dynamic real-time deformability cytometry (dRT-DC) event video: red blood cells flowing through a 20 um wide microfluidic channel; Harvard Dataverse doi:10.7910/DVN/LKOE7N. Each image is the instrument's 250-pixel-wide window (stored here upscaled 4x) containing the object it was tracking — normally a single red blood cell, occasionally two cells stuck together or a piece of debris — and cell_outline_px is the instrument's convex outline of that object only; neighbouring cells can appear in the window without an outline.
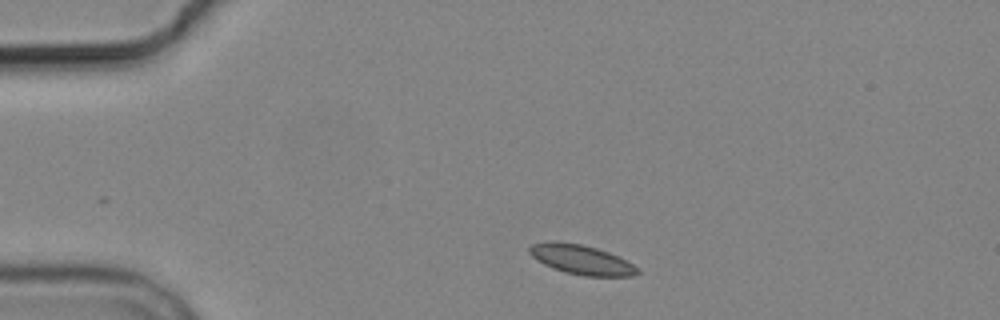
{"species": "common noctule bat (a hibernating species)", "species_latin": "Nyctalus noctula", "temperature_condition": "cold", "stored_images_in_passage": 8, "camera_frame_rate_fps": 3000, "um_per_image_px": 0.085, "animal": {"sex": "male", "body_mass_g": 19.2, "forearm_length_mm": 51.8}, "frame": {"image": 1, "passage_image": 1, "time_ms": 0.0, "image_size_px": [1000, 320], "cell_outline_px": [[640, 272], [632, 276], [584, 276], [564, 272], [552, 268], [536, 260], [528, 252], [528, 248], [532, 244], [548, 240], [556, 240], [580, 244], [596, 248], [608, 252], [632, 264]], "centroid_in_image_um": [49.33, 22.05], "position_along_channel_um": 35.7, "area_um2": 18.61}}
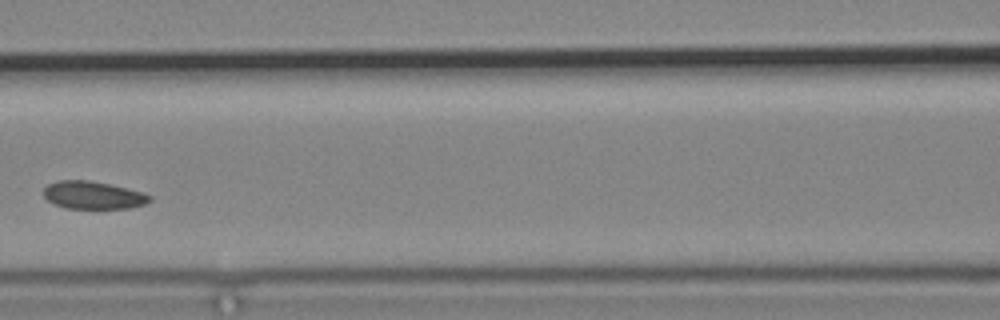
{"frame": {"image": 2, "passage_image": 5, "time_ms": 4.667, "image_size_px": [1000, 320], "cell_outline_px": [[152, 200], [144, 204], [132, 208], [64, 208], [48, 200], [44, 196], [44, 188], [48, 184], [56, 180], [88, 180], [108, 184], [140, 192], [152, 196]], "centroid_in_image_um": [7.89, 16.59], "position_along_channel_um": 158.7, "area_um2": 16.94}}
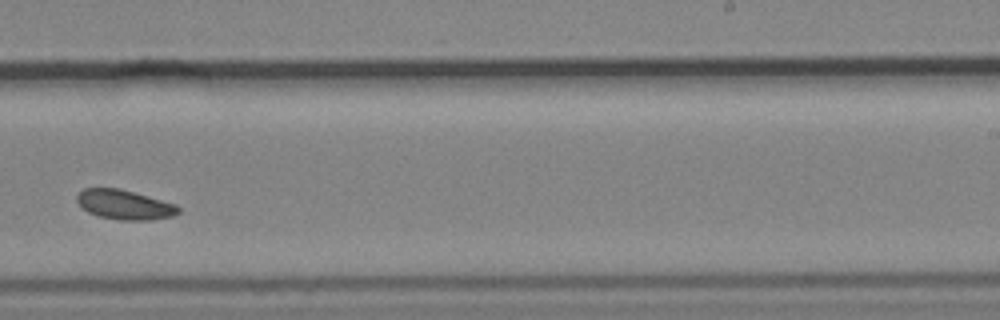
{"frame": {"image": 3, "passage_image": 8, "time_ms": 8.0, "image_size_px": [1000, 320], "cell_outline_px": [[180, 212], [172, 216], [152, 220], [120, 220], [96, 216], [88, 212], [76, 200], [76, 196], [84, 188], [120, 188], [176, 204], [180, 208]], "centroid_in_image_um": [10.59, 17.4], "position_along_channel_um": 278.4, "area_um2": 17.51}}